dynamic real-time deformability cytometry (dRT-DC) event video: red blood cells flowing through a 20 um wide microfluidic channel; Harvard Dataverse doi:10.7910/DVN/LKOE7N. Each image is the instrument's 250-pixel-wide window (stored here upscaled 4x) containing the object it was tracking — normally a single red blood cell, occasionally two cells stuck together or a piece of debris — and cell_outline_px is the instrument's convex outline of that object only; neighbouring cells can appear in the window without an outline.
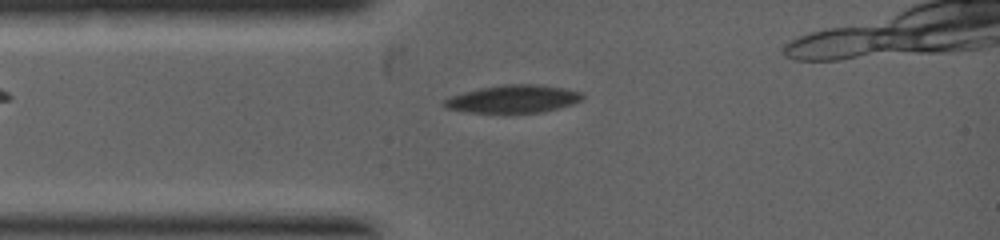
{"species": "common noctule bat (a hibernating species)", "species_latin": "Nyctalus noctula", "temperature_condition": "warm", "stored_images_in_passage": 6, "camera_frame_rate_fps": 5000, "um_per_image_px": 0.085, "animal": {"sex": "female", "body_mass_g": 19.0, "forearm_length_mm": 53.3}, "frame": {"image": 1, "passage_image": 5, "time_ms": 1.4, "image_size_px": [1000, 240], "cell_outline_px": [[584, 96], [580, 100], [572, 104], [544, 112], [508, 116], [468, 112], [444, 108], [444, 100], [452, 96], [464, 92], [480, 88], [504, 84], [536, 84], [564, 88], [580, 92]], "centroid_in_image_um": [43.6, 8.46], "position_along_channel_um": 41.4, "area_um2": 23.18}}